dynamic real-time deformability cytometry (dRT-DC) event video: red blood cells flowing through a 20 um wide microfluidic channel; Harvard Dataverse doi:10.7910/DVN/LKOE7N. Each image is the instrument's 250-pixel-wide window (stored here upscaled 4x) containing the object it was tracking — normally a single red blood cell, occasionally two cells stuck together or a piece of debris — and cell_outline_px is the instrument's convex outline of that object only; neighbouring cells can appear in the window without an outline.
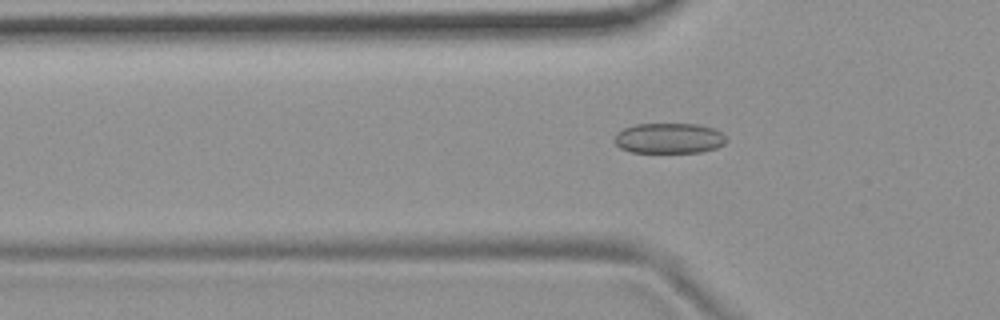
{"species": "common noctule bat (a hibernating species)", "species_latin": "Nyctalus noctula", "temperature_condition": "room temperature", "stored_images_in_passage": 46, "camera_frame_rate_fps": 3000, "um_per_image_px": 0.085, "animal": {"sex": "female", "body_mass_g": 19.9}, "frame": {"image": 1, "passage_image": 16, "time_ms": 5.0, "image_size_px": [1000, 320], "cell_outline_px": [[728, 140], [724, 144], [716, 148], [700, 152], [632, 152], [620, 148], [612, 140], [616, 132], [624, 128], [636, 124], [696, 124], [712, 128], [720, 132]], "centroid_in_image_um": [56.83, 11.75], "position_along_channel_um": 69.0, "area_um2": 19.83}}
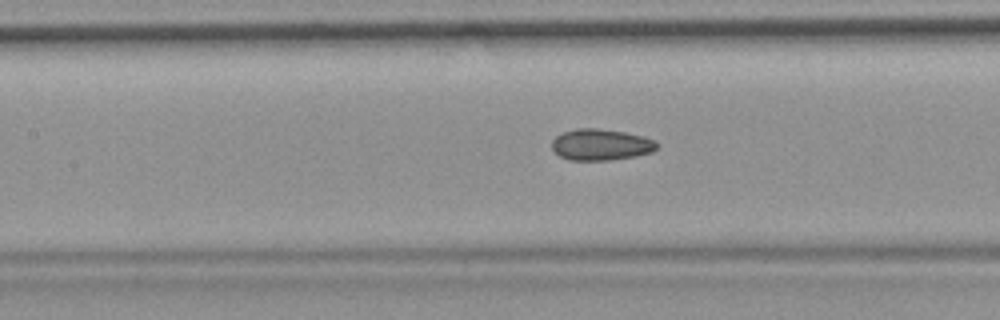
{"frame": {"image": 2, "passage_image": 23, "time_ms": 7.333, "image_size_px": [1000, 320], "cell_outline_px": [[660, 144], [652, 152], [636, 156], [608, 160], [568, 160], [560, 156], [552, 148], [552, 140], [556, 136], [564, 132], [576, 128], [596, 128], [624, 132], [644, 136]], "centroid_in_image_um": [51.07, 12.29], "position_along_channel_um": 156.3, "area_um2": 19.13}}
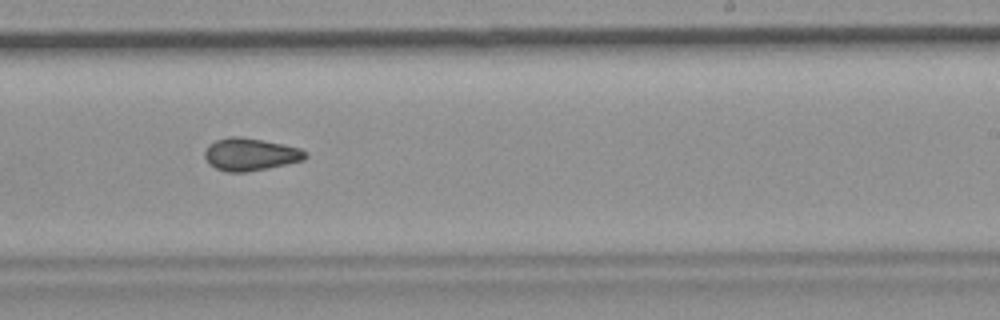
{"frame": {"image": 3, "passage_image": 32, "time_ms": 10.333, "image_size_px": [1000, 320], "cell_outline_px": [[308, 156], [304, 160], [248, 172], [228, 172], [216, 168], [204, 156], [204, 152], [208, 144], [216, 140], [228, 136], [240, 136], [264, 140], [284, 144], [300, 148], [308, 152]], "centroid_in_image_um": [21.3, 13.1], "position_along_channel_um": 267.7, "area_um2": 19.13}}